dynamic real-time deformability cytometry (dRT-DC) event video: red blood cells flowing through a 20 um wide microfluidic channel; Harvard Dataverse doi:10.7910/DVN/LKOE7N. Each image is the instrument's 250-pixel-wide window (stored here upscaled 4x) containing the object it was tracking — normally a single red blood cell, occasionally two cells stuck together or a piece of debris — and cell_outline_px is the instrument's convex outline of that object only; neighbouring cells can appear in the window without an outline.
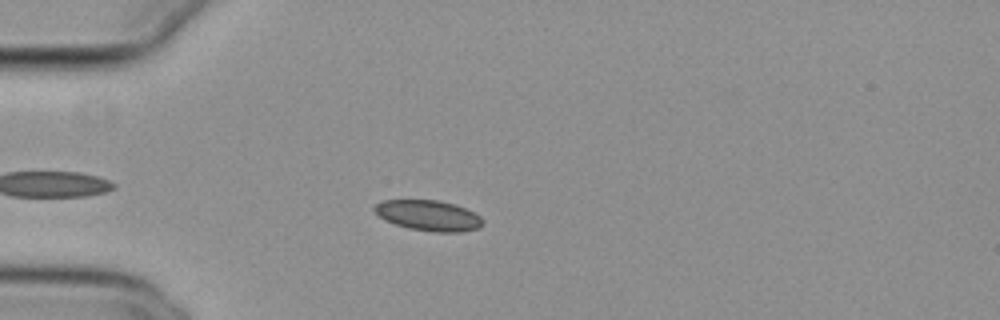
{"species": "common noctule bat (a hibernating species)", "species_latin": "Nyctalus noctula", "temperature_condition": "cold", "stored_images_in_passage": 46, "camera_frame_rate_fps": 3000, "um_per_image_px": 0.085, "animal": {"sex": "female", "body_mass_g": 29.2, "forearm_length_mm": 56.3}, "frame": {"image": 1, "passage_image": 7, "time_ms": 2.0, "image_size_px": [1000, 320], "cell_outline_px": [[484, 224], [480, 228], [460, 232], [432, 232], [408, 228], [384, 220], [372, 208], [376, 204], [384, 200], [440, 200], [456, 204], [476, 212], [484, 220]], "centroid_in_image_um": [36.48, 18.32], "position_along_channel_um": 48.5, "area_um2": 19.54}}
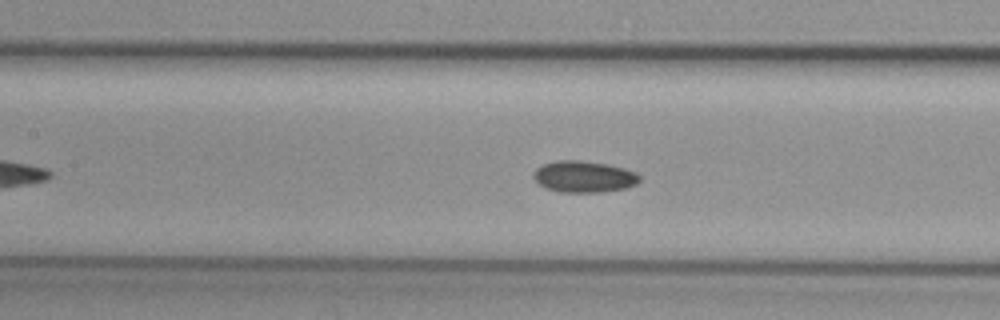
{"frame": {"image": 2, "passage_image": 17, "time_ms": 5.333, "image_size_px": [1000, 320], "cell_outline_px": [[640, 180], [636, 184], [628, 188], [600, 192], [556, 192], [544, 188], [532, 176], [536, 168], [544, 164], [556, 160], [580, 160], [608, 164], [624, 168], [636, 172], [640, 176]], "centroid_in_image_um": [49.64, 15.02], "position_along_channel_um": 157.8, "area_um2": 19.65}}
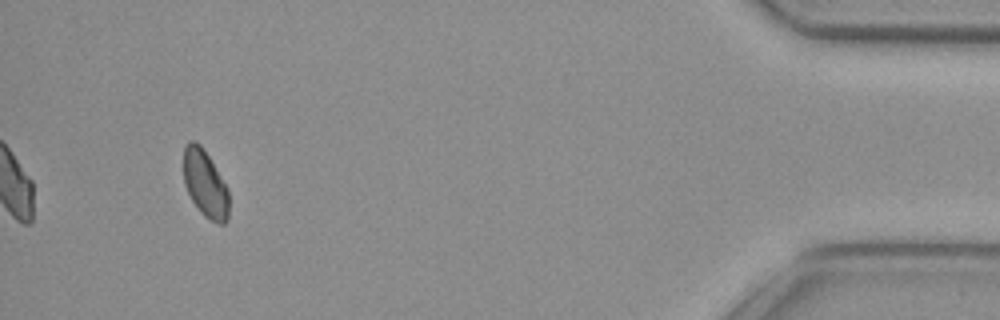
{"frame": {"image": 3, "passage_image": 43, "time_ms": 14.0, "image_size_px": [1000, 320], "cell_outline_px": [[228, 220], [224, 224], [220, 224], [204, 216], [200, 212], [192, 200], [184, 184], [184, 148], [188, 140], [196, 140], [200, 144], [208, 156], [228, 188]], "centroid_in_image_um": [17.43, 15.61], "position_along_channel_um": 417.8, "area_um2": 17.63}, "authors_computed_cell_mechanics": {"area_um2": 18.8139, "velocity_mm_per_s": 3.814, "shape_relaxation_time_tau1_ms": null, "shape_relaxation_time_tau2_ms": 9.8604, "deformation_change_tau1": null, "deformation_change_tau2": 0.104}}